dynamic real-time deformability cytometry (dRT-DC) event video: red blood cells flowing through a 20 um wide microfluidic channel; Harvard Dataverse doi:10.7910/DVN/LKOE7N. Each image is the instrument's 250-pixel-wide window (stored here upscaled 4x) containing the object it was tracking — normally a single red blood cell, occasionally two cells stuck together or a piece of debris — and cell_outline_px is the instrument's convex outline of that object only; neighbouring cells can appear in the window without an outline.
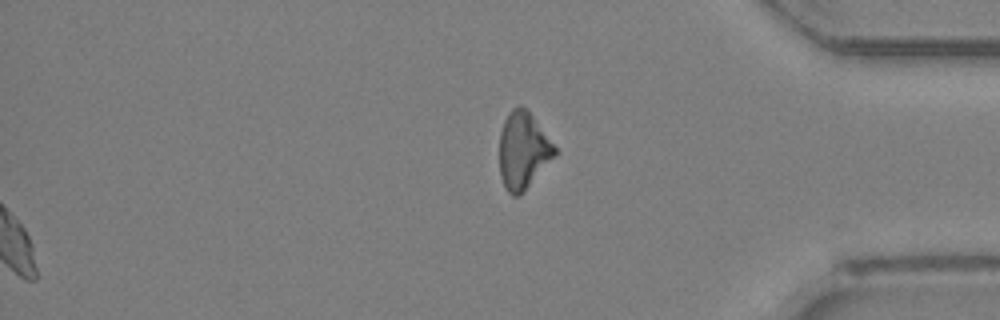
{"species": "Egyptian fruit bat (a non-hibernating species)", "species_latin": "Rousettus aegyptiacus", "temperature_condition": "room temperature", "stored_images_in_passage": 29, "segment_of_instrument_passage": [2, 2], "camera_frame_rate_fps": 3000, "um_per_image_px": 0.085, "animal": {"sex": "female"}, "frame": {"image": 1, "passage_image": 29, "time_ms": 9.333, "image_size_px": [1000, 320], "cell_outline_px": [[556, 156], [524, 192], [520, 196], [512, 196], [508, 192], [500, 176], [500, 132], [504, 120], [508, 112], [512, 108], [520, 104], [532, 116], [556, 148]], "centroid_in_image_um": [44.45, 12.82], "position_along_channel_um": 390.7, "area_um2": 24.68}}